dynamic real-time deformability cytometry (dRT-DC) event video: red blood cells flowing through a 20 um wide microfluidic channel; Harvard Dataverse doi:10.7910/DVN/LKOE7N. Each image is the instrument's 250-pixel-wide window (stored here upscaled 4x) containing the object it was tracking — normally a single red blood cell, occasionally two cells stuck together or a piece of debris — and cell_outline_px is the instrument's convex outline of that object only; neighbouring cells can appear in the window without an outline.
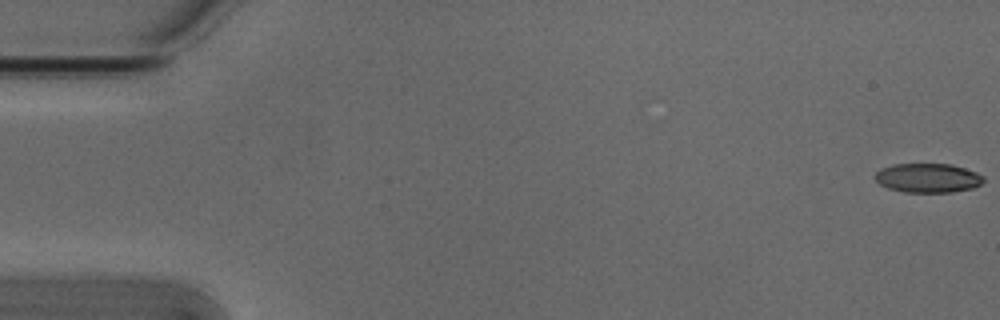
{"species": "Egyptian fruit bat (a non-hibernating species)", "species_latin": "Rousettus aegyptiacus", "temperature_condition": "cold", "stored_images_in_passage": 54, "camera_frame_rate_fps": 3000, "um_per_image_px": 0.085, "animal": {"sex": "male"}, "frame": {"image": 1, "passage_image": 1, "time_ms": 0.0, "image_size_px": [1000, 320], "cell_outline_px": [[984, 180], [980, 184], [972, 188], [952, 192], [904, 192], [888, 188], [880, 184], [872, 176], [880, 168], [892, 164], [952, 164], [976, 172], [984, 176]], "centroid_in_image_um": [78.84, 15.12], "position_along_channel_um": 6.2, "area_um2": 18.55}}
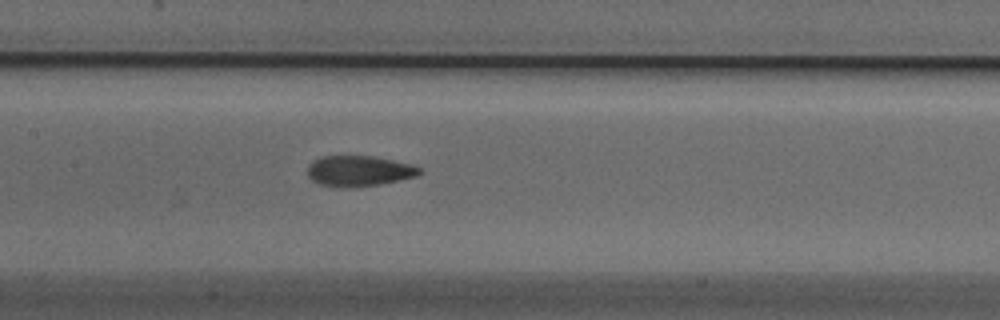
{"frame": {"image": 2, "passage_image": 26, "time_ms": 8.333, "image_size_px": [1000, 320], "cell_outline_px": [[424, 172], [416, 176], [380, 184], [352, 188], [340, 188], [320, 184], [312, 180], [308, 176], [308, 164], [312, 160], [320, 156], [372, 156], [412, 164], [420, 168]], "centroid_in_image_um": [30.49, 14.54], "position_along_channel_um": 176.9, "area_um2": 20.17}}
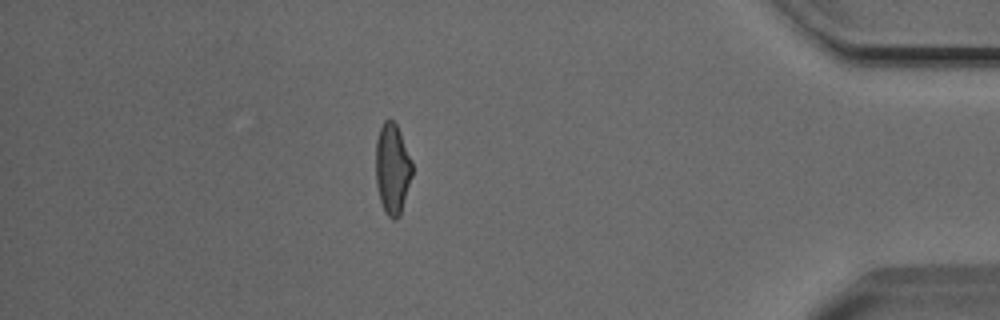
{"frame": {"image": 3, "passage_image": 47, "time_ms": 15.333, "image_size_px": [1000, 320], "cell_outline_px": [[412, 176], [400, 216], [396, 220], [392, 220], [384, 212], [380, 200], [376, 184], [376, 140], [380, 128], [384, 120], [388, 116], [396, 124], [400, 132], [412, 160]], "centroid_in_image_um": [33.35, 14.35], "position_along_channel_um": 401.9, "area_um2": 19.48}, "authors_computed_cell_mechanics": {"area_um2": 19.7098, "velocity_mm_per_s": 3.8563, "shape_relaxation_time_tau1_ms": 4.9591, "shape_relaxation_time_tau2_ms": 1.8478, "deformation_change_tau1": 0.1807, "deformation_change_tau2": 0.0768}}